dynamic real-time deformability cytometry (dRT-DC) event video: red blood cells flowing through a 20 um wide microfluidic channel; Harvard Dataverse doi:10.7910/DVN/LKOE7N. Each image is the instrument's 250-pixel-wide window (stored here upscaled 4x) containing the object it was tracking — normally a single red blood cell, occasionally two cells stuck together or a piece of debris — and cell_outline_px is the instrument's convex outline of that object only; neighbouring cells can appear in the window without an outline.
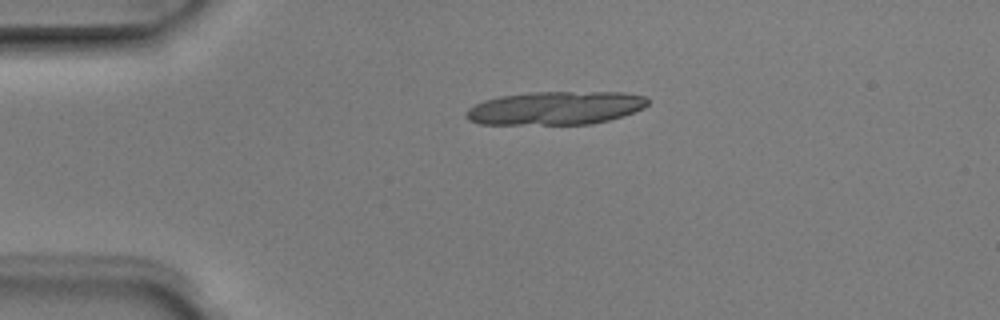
{"species": "Egyptian fruit bat (a non-hibernating species)", "species_latin": "Rousettus aegyptiacus", "temperature_condition": "room temperature", "stored_images_in_passage": 2, "camera_frame_rate_fps": 3000, "um_per_image_px": 0.085, "animal": {"sex": "male"}, "frame": {"image": 1, "passage_image": 1, "time_ms": 0.0, "image_size_px": [1000, 320], "cell_outline_px": [[648, 104], [644, 108], [608, 120], [592, 124], [480, 124], [468, 120], [464, 116], [464, 112], [468, 108], [484, 100], [500, 96], [532, 92], [624, 92], [648, 96]], "centroid_in_image_um": [47.2, 9.18], "position_along_channel_um": 37.8, "area_um2": 35.43}}